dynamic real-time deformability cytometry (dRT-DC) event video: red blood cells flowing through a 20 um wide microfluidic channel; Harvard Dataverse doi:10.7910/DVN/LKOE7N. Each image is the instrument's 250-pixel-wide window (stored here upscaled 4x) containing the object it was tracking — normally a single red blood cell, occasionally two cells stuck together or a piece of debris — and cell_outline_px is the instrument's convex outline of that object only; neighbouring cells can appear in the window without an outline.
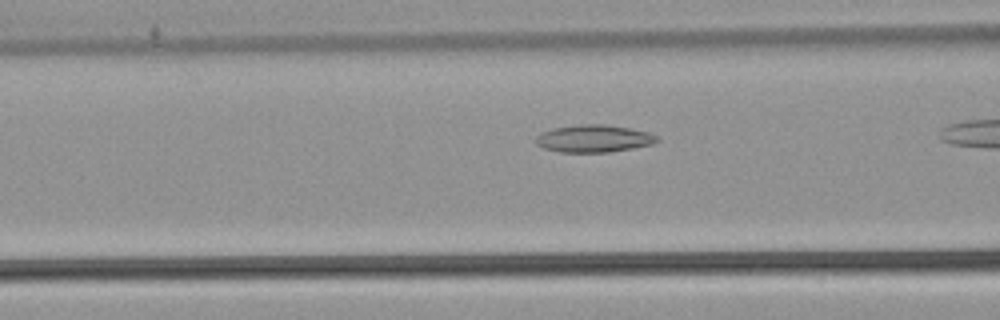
{"species": "common noctule bat (a hibernating species)", "species_latin": "Nyctalus noctula", "temperature_condition": "warm", "stored_images_in_passage": 12, "camera_frame_rate_fps": 3000, "um_per_image_px": 0.085, "animal": {"sex": "male", "body_mass_g": 21.5, "forearm_length_mm": 52.0}, "frame": {"image": 1, "passage_image": 4, "time_ms": 1.0, "image_size_px": [1000, 320], "cell_outline_px": [[660, 140], [652, 144], [632, 148], [608, 152], [560, 152], [544, 148], [536, 144], [536, 136], [540, 132], [552, 128], [580, 124], [608, 124], [648, 132], [656, 136]], "centroid_in_image_um": [50.44, 11.77], "position_along_channel_um": 116.2, "area_um2": 19.36}}
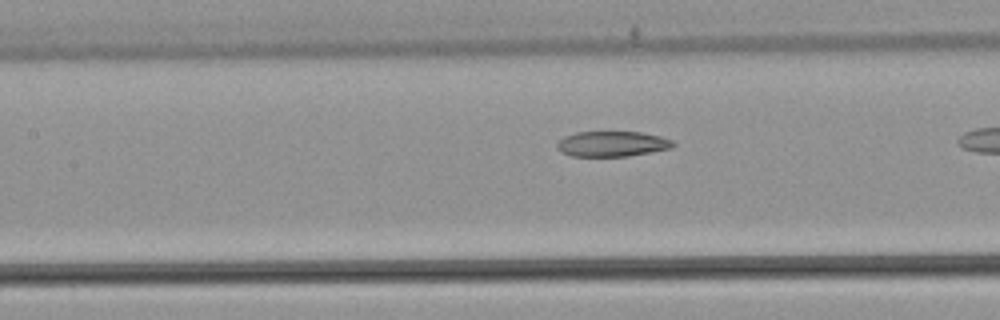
{"frame": {"image": 2, "passage_image": 7, "time_ms": 2.0, "image_size_px": [1000, 320], "cell_outline_px": [[676, 144], [672, 148], [628, 156], [572, 156], [560, 152], [556, 148], [556, 144], [564, 136], [576, 132], [640, 132], [660, 136], [672, 140]], "centroid_in_image_um": [52.02, 12.23], "position_along_channel_um": 155.4, "area_um2": 17.17}}